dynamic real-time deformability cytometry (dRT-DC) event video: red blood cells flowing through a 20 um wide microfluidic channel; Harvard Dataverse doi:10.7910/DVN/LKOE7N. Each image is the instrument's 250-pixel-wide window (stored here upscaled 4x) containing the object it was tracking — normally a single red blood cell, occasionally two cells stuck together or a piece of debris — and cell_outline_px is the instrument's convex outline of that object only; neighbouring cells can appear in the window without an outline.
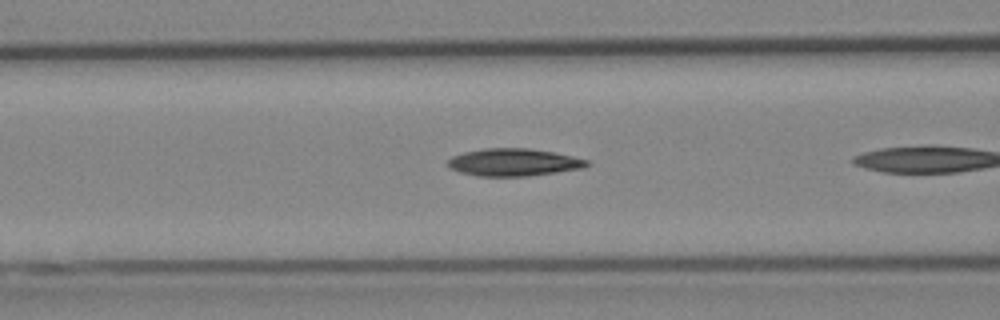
{"species": "Egyptian fruit bat (a non-hibernating species)", "species_latin": "Rousettus aegyptiacus", "temperature_condition": "cold", "stored_images_in_passage": 6, "camera_frame_rate_fps": 3000, "um_per_image_px": 0.085, "animal": {"sex": "female"}, "frame": {"image": 1, "passage_image": 5, "time_ms": 1.333, "image_size_px": [1000, 320], "cell_outline_px": [[588, 164], [584, 168], [528, 176], [476, 176], [460, 172], [448, 168], [444, 164], [452, 156], [464, 152], [484, 148], [528, 148], [552, 152], [572, 156], [588, 160]], "centroid_in_image_um": [43.59, 13.8], "position_along_channel_um": 123.0, "area_um2": 22.31}}